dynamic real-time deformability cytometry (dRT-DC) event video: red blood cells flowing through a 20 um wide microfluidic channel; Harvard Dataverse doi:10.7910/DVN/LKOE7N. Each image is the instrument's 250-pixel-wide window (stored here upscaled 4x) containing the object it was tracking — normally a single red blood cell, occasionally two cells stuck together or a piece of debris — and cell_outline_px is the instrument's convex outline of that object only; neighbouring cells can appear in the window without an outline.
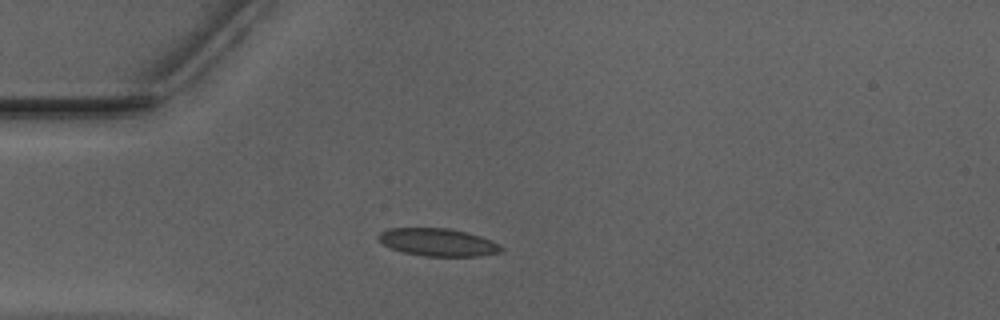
{"species": "Egyptian fruit bat (a non-hibernating species)", "species_latin": "Rousettus aegyptiacus", "temperature_condition": "warm", "stored_images_in_passage": 39, "camera_frame_rate_fps": 3000, "um_per_image_px": 0.085, "animal": {"sex": "male"}, "frame": {"image": 1, "passage_image": 1, "time_ms": 0.0, "image_size_px": [1000, 320], "cell_outline_px": [[504, 248], [500, 252], [480, 256], [424, 256], [404, 252], [392, 248], [384, 244], [376, 236], [380, 232], [388, 228], [448, 228], [480, 236], [492, 240], [500, 244]], "centroid_in_image_um": [37.24, 20.59], "position_along_channel_um": 47.8, "area_um2": 19.71}}
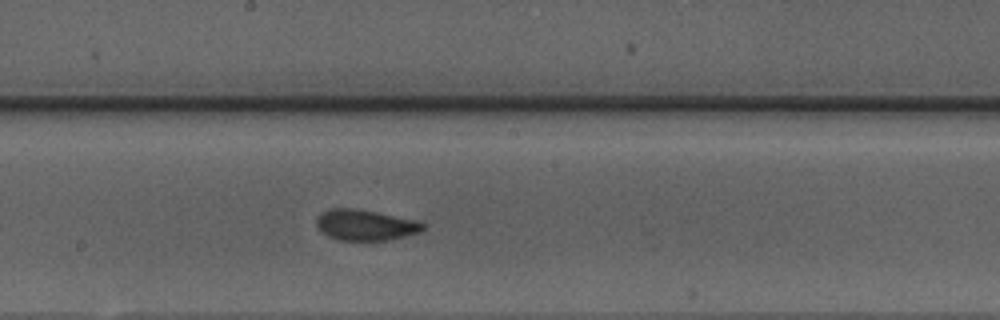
{"frame": {"image": 2, "passage_image": 15, "time_ms": 4.667, "image_size_px": [1000, 320], "cell_outline_px": [[428, 224], [420, 232], [388, 240], [336, 240], [320, 232], [316, 224], [316, 220], [320, 212], [328, 208], [356, 208], [416, 220]], "centroid_in_image_um": [31.02, 19.12], "position_along_channel_um": 217.2, "area_um2": 19.31}}
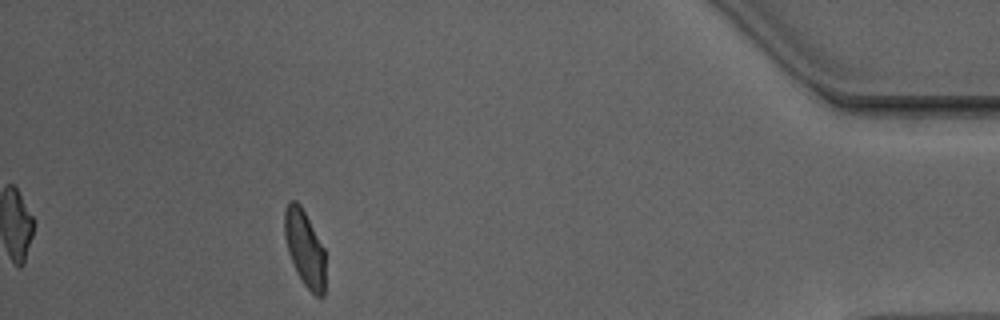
{"frame": {"image": 3, "passage_image": 34, "time_ms": 11.0, "image_size_px": [1000, 320], "cell_outline_px": [[324, 296], [316, 296], [304, 284], [296, 272], [292, 264], [288, 252], [284, 236], [284, 212], [288, 200], [296, 200], [300, 204], [324, 248]], "centroid_in_image_um": [25.87, 21.08], "position_along_channel_um": 409.3, "area_um2": 18.03}, "authors_computed_cell_mechanics": {"area_um2": 18.9006, "velocity_mm_per_s": 3.9501, "shape_relaxation_time_tau1_ms": 7.4857, "shape_relaxation_time_tau2_ms": null, "deformation_change_tau1": 0.1768, "deformation_change_tau2": null}}